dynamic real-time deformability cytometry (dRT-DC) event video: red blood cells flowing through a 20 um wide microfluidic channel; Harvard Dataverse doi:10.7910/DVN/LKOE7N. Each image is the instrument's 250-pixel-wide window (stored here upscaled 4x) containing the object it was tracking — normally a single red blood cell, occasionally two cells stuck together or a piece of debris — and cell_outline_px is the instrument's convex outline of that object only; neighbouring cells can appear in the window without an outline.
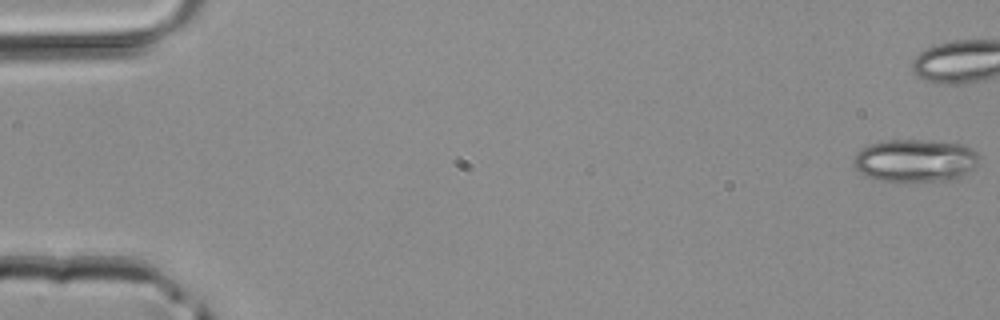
{"species": "common noctule bat (a hibernating species)", "species_latin": "Nyctalus noctula", "temperature_condition": "room temperature", "stored_images_in_passage": 4, "camera_frame_rate_fps": 3000, "um_per_image_px": 0.085, "animal": {"sex": "male", "body_mass_g": 20.4}, "frame": {"image": 1, "passage_image": 1, "time_ms": 0.0, "image_size_px": [1000, 320], "cell_outline_px": [[980, 156], [976, 164], [960, 180], [880, 180], [864, 176], [852, 164], [852, 160], [856, 152], [860, 148], [868, 144], [884, 140], [924, 140], [964, 144], [972, 148]], "centroid_in_image_um": [77.78, 13.63], "position_along_channel_um": 7.2, "area_um2": 31.44}}